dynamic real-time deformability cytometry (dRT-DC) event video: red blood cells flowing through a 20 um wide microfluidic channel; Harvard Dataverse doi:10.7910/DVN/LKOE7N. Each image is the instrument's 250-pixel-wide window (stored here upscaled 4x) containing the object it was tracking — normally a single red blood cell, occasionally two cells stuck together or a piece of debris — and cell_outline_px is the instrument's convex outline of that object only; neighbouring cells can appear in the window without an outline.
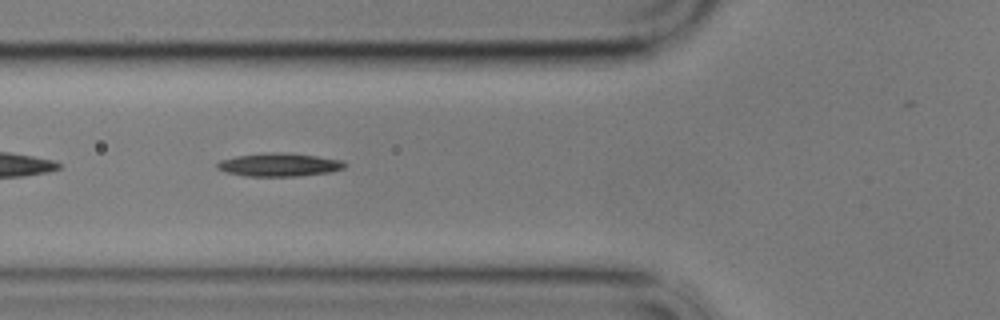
{"species": "common noctule bat (a hibernating species)", "species_latin": "Nyctalus noctula", "temperature_condition": "cold", "stored_images_in_passage": 43, "camera_frame_rate_fps": 3000, "um_per_image_px": 0.085, "animal": {"sex": "male", "body_mass_g": 17.9}, "frame": {"image": 1, "passage_image": 7, "time_ms": 2.0, "image_size_px": [1000, 320], "cell_outline_px": [[348, 164], [344, 168], [328, 172], [296, 176], [244, 176], [228, 172], [216, 168], [216, 164], [220, 160], [236, 156], [264, 152], [280, 152], [316, 156], [344, 160]], "centroid_in_image_um": [23.73, 13.99], "position_along_channel_um": 102.1, "area_um2": 17.28}}
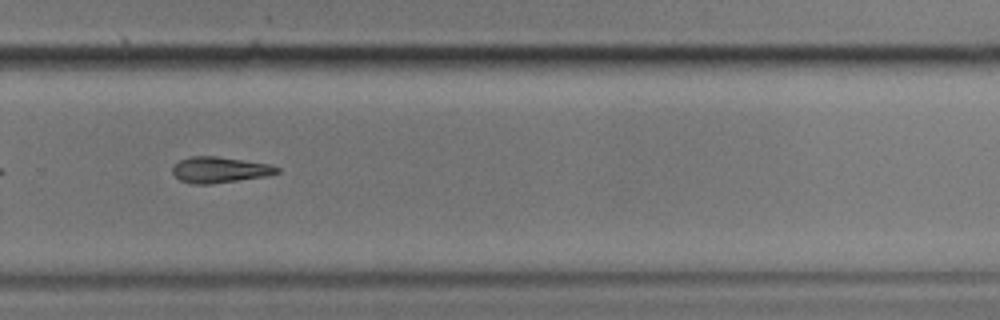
{"frame": {"image": 2, "passage_image": 25, "time_ms": 8.0, "image_size_px": [1000, 320], "cell_outline_px": [[280, 172], [268, 176], [212, 184], [192, 184], [180, 180], [172, 172], [172, 168], [180, 160], [192, 156], [216, 156], [244, 160], [268, 164], [280, 168]], "centroid_in_image_um": [18.69, 14.44], "position_along_channel_um": 311.1, "area_um2": 15.78}}